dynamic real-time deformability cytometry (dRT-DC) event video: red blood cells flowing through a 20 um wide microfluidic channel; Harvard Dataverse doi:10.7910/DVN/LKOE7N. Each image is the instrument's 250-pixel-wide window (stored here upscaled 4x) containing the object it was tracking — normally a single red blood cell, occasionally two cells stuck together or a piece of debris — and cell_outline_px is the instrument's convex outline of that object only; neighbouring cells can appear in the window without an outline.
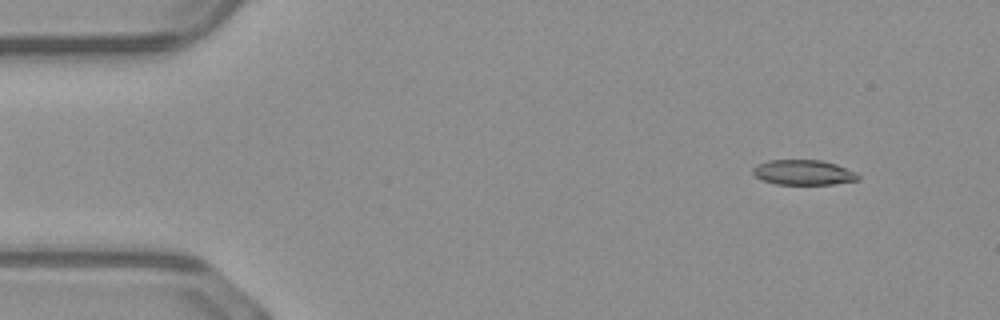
{"species": "common noctule bat (a hibernating species)", "species_latin": "Nyctalus noctula", "temperature_condition": "warm", "stored_images_in_passage": 49, "camera_frame_rate_fps": 3000, "um_per_image_px": 0.085, "animal": {"sex": "male", "body_mass_g": 23.1, "forearm_length_mm": 52.7}, "frame": {"image": 1, "passage_image": 4, "time_ms": 1.0, "image_size_px": [1000, 320], "cell_outline_px": [[860, 180], [832, 184], [776, 184], [764, 180], [756, 176], [752, 172], [752, 168], [756, 164], [768, 160], [820, 160], [836, 164], [856, 172], [860, 176]], "centroid_in_image_um": [68.3, 14.65], "position_along_channel_um": 16.7, "area_um2": 15.37}}
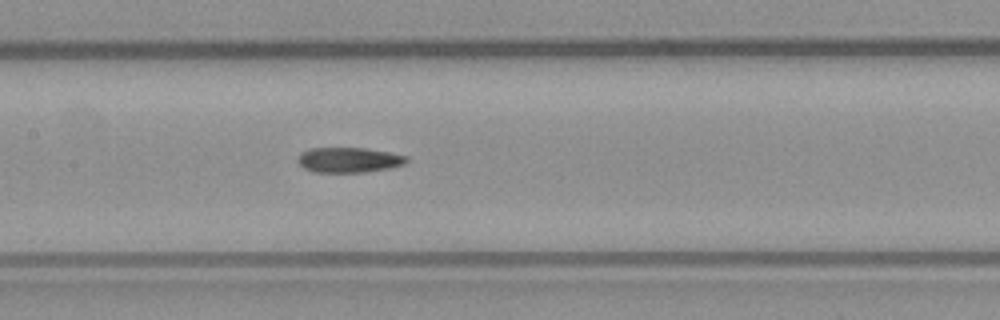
{"frame": {"image": 2, "passage_image": 23, "time_ms": 7.333, "image_size_px": [1000, 320], "cell_outline_px": [[408, 160], [404, 164], [388, 168], [364, 172], [312, 172], [304, 168], [296, 160], [300, 152], [312, 148], [364, 148], [388, 152], [408, 156]], "centroid_in_image_um": [29.62, 13.59], "position_along_channel_um": 177.8, "area_um2": 15.9}}
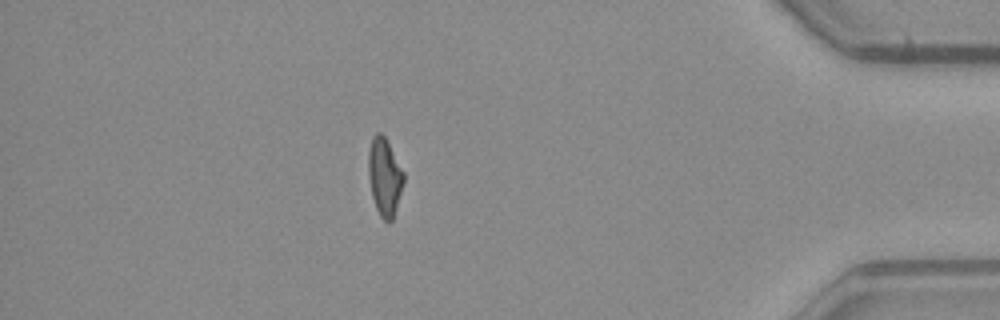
{"frame": {"image": 3, "passage_image": 43, "time_ms": 14.0, "image_size_px": [1000, 320], "cell_outline_px": [[404, 180], [392, 220], [384, 220], [380, 216], [376, 208], [372, 196], [368, 176], [368, 152], [372, 136], [376, 132], [380, 132], [384, 136], [404, 172]], "centroid_in_image_um": [32.66, 14.99], "position_along_channel_um": 402.5, "area_um2": 15.72}, "authors_computed_cell_mechanics": {"area_um2": 16.2418, "velocity_mm_per_s": 4.093, "shape_relaxation_time_tau1_ms": 11.3933, "shape_relaxation_time_tau2_ms": 3.1967, "deformation_change_tau1": 0.2672, "deformation_change_tau2": 0.1112}}